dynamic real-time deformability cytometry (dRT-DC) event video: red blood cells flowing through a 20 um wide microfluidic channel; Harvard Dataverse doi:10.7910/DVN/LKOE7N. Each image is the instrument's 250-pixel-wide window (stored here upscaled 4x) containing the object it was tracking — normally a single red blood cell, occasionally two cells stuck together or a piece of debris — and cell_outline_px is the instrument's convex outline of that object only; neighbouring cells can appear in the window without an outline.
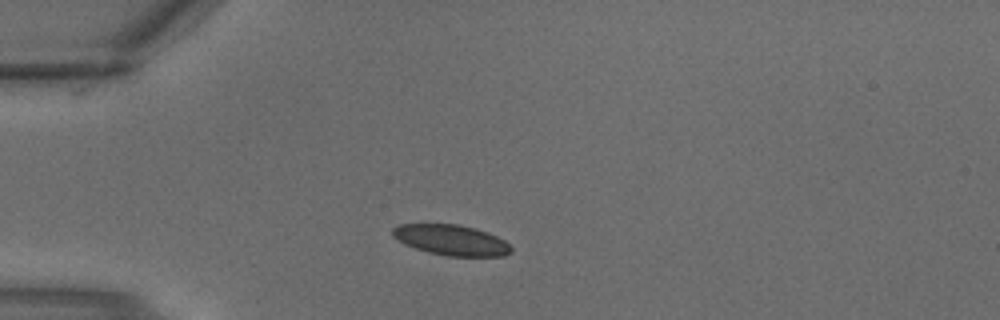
{"species": "common noctule bat (a hibernating species)", "species_latin": "Nyctalus noctula", "temperature_condition": "warm", "stored_images_in_passage": 1, "camera_frame_rate_fps": 3000, "um_per_image_px": 0.085, "animal": {"sex": "male", "body_mass_g": 18.8}, "frame": {"image": 1, "passage_image": 1, "time_ms": 0.0, "image_size_px": [1000, 320], "cell_outline_px": [[512, 252], [504, 256], [448, 256], [428, 252], [404, 244], [392, 236], [392, 228], [400, 224], [456, 224], [488, 232], [504, 240], [512, 248]], "centroid_in_image_um": [38.35, 20.41], "position_along_channel_um": 46.7, "area_um2": 20.98}}